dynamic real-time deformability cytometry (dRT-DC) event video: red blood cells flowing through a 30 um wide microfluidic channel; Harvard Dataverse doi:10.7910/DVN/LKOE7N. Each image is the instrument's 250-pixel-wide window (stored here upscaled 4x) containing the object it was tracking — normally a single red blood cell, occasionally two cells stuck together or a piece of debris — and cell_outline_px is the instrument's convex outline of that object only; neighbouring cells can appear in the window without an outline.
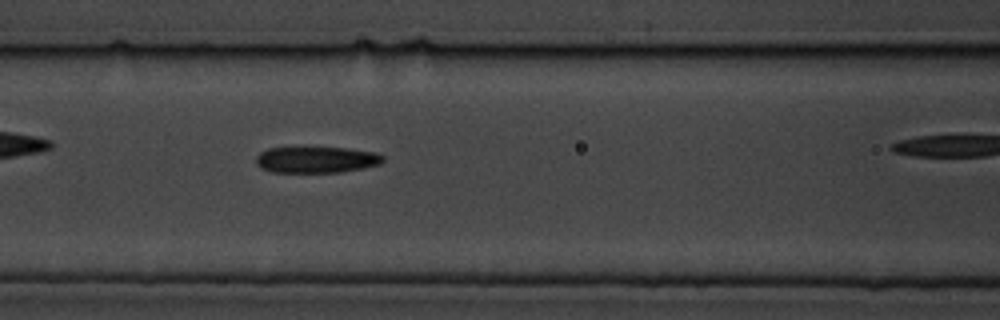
{"species": "common noctule bat (a hibernating species)", "species_latin": "Nyctalus noctula", "temperature_condition": "cold", "stored_images_in_passage": 48, "camera_frame_rate_fps": 3000, "um_per_image_px": 0.085, "animal": {"sex": "male", "body_mass_g": 19.5, "forearm_length_mm": 54.6}, "frame": {"image": 1, "passage_image": 25, "time_ms": 8.0, "image_size_px": [1000, 320], "cell_outline_px": [[384, 160], [380, 164], [364, 168], [340, 172], [272, 172], [260, 168], [256, 164], [256, 156], [260, 152], [268, 148], [348, 148], [376, 152], [384, 156]], "centroid_in_image_um": [26.9, 13.58], "position_along_channel_um": 139.7, "area_um2": 19.48}}
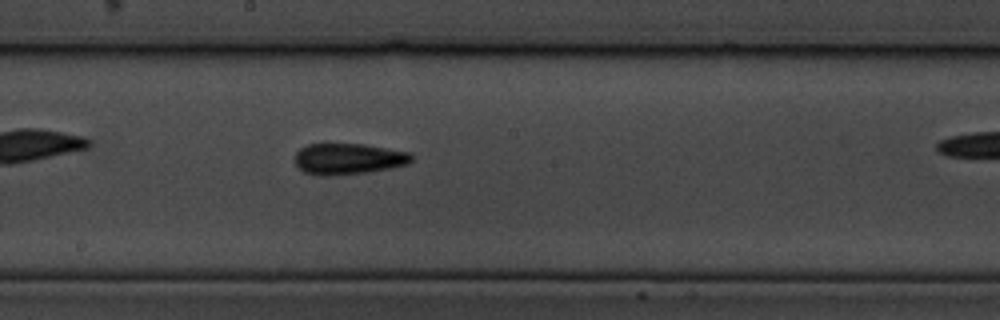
{"frame": {"image": 2, "passage_image": 32, "time_ms": 10.333, "image_size_px": [1000, 320], "cell_outline_px": [[412, 160], [408, 164], [392, 168], [368, 172], [328, 176], [320, 176], [304, 172], [296, 164], [296, 152], [300, 148], [308, 144], [324, 140], [364, 144], [412, 152]], "centroid_in_image_um": [29.59, 13.45], "position_along_channel_um": 218.6, "area_um2": 22.08}}
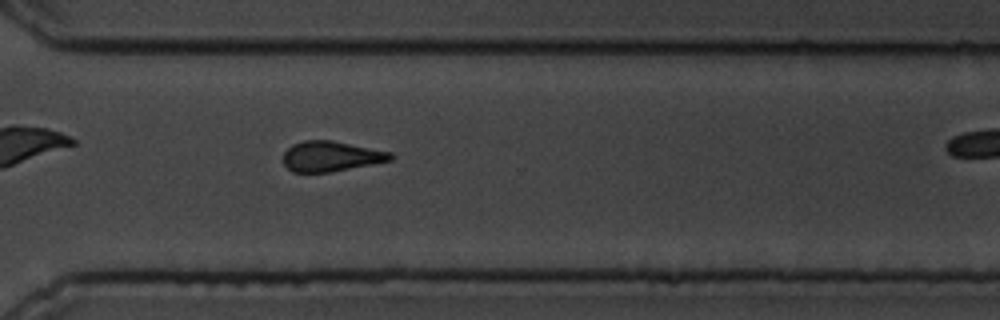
{"frame": {"image": 3, "passage_image": 43, "time_ms": 14.0, "image_size_px": [1000, 320], "cell_outline_px": [[396, 156], [392, 160], [372, 164], [328, 172], [292, 172], [284, 164], [284, 152], [292, 144], [304, 140], [332, 140], [392, 152]], "centroid_in_image_um": [28.15, 13.27], "position_along_channel_um": 342.4, "area_um2": 18.9}}